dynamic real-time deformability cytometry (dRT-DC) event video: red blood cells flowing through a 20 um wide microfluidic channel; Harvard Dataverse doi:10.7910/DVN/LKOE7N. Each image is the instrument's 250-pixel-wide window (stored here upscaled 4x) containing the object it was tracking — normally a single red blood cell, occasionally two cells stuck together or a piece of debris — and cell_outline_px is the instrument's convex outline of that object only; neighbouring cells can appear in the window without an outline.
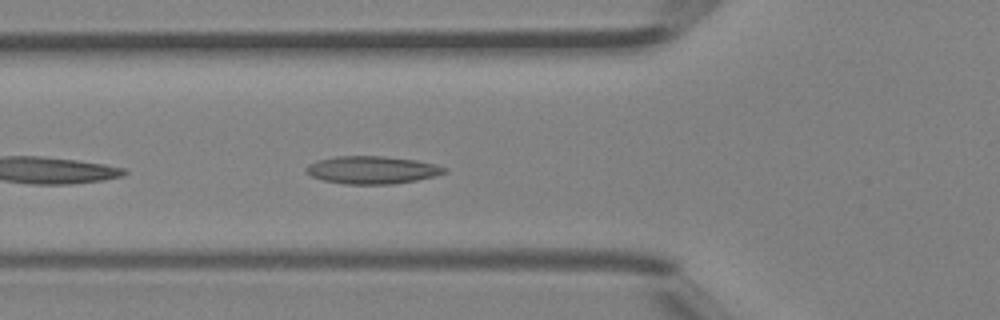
{"species": "Egyptian fruit bat (a non-hibernating species)", "species_latin": "Rousettus aegyptiacus", "temperature_condition": "room temperature", "stored_images_in_passage": 25, "camera_frame_rate_fps": 3000, "um_per_image_px": 0.085, "animal": {"sex": "female"}, "frame": {"image": 1, "passage_image": 4, "time_ms": 1.0, "image_size_px": [1000, 320], "cell_outline_px": [[448, 172], [436, 176], [416, 180], [392, 184], [344, 184], [324, 180], [312, 176], [304, 172], [304, 168], [308, 164], [316, 160], [336, 156], [384, 156], [416, 160], [436, 164], [448, 168]], "centroid_in_image_um": [31.63, 14.44], "position_along_channel_um": 94.2, "area_um2": 22.54}}
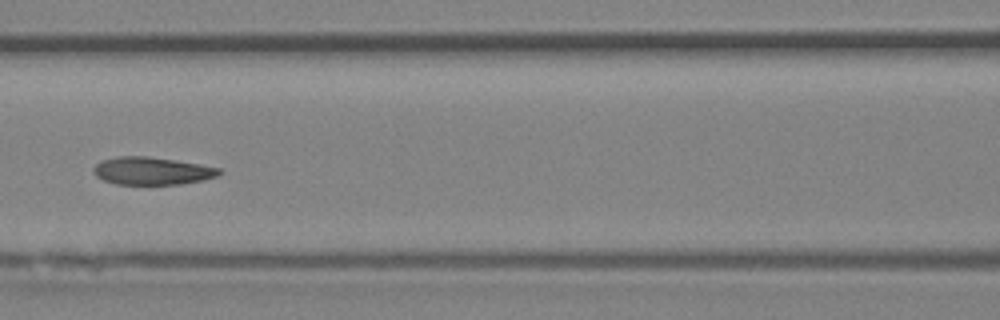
{"frame": {"image": 2, "passage_image": 8, "time_ms": 2.333, "image_size_px": [1000, 320], "cell_outline_px": [[224, 172], [216, 176], [200, 180], [180, 184], [116, 184], [104, 180], [96, 176], [92, 172], [92, 168], [100, 160], [116, 156], [148, 156], [176, 160], [220, 168]], "centroid_in_image_um": [12.87, 14.51], "position_along_channel_um": 153.7, "area_um2": 20.29}}
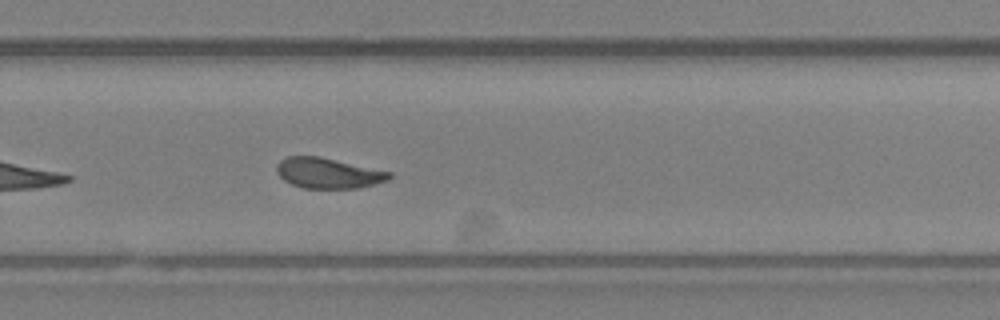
{"frame": {"image": 3, "passage_image": 18, "time_ms": 5.667, "image_size_px": [1000, 320], "cell_outline_px": [[392, 176], [388, 180], [356, 188], [304, 188], [292, 184], [284, 180], [276, 172], [276, 164], [280, 160], [288, 156], [320, 156], [392, 172]], "centroid_in_image_um": [27.87, 14.7], "position_along_channel_um": 301.9, "area_um2": 19.94}, "authors_computed_cell_mechanics": {"area_um2": 20.808, "velocity_mm_per_s": 4.4714, "shape_relaxation_time_tau1_ms": 7.0804, "shape_relaxation_time_tau2_ms": 1.6779, "deformation_change_tau1": 0.1757, "deformation_change_tau2": 0.0696}}